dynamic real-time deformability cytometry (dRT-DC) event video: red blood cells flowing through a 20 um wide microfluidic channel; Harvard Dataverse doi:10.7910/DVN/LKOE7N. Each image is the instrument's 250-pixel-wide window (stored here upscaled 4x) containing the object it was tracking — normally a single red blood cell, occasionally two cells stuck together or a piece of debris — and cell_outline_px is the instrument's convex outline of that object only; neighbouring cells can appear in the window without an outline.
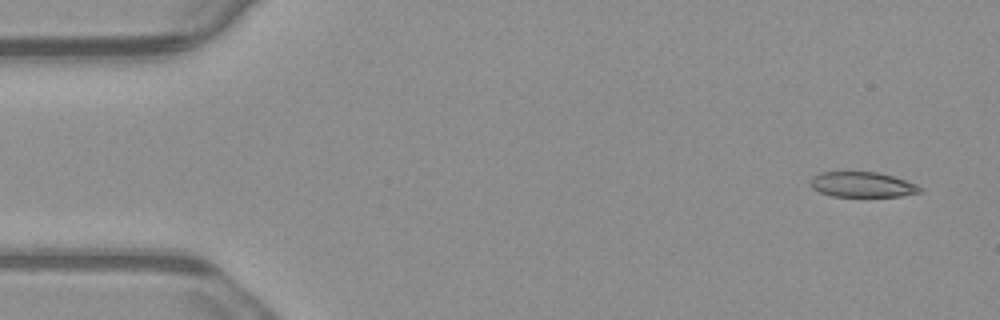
{"species": "common noctule bat (a hibernating species)", "species_latin": "Nyctalus noctula", "temperature_condition": "warm", "stored_images_in_passage": 6, "camera_frame_rate_fps": 3000, "um_per_image_px": 0.085, "animal": {"sex": "male", "body_mass_g": 23.1, "forearm_length_mm": 52.7}, "frame": {"image": 1, "passage_image": 1, "time_ms": 0.0, "image_size_px": [1000, 320], "cell_outline_px": [[924, 188], [920, 192], [900, 196], [832, 196], [820, 192], [812, 188], [812, 176], [820, 172], [876, 172], [892, 176], [916, 184]], "centroid_in_image_um": [73.3, 15.69], "position_along_channel_um": 11.7, "area_um2": 15.9}}
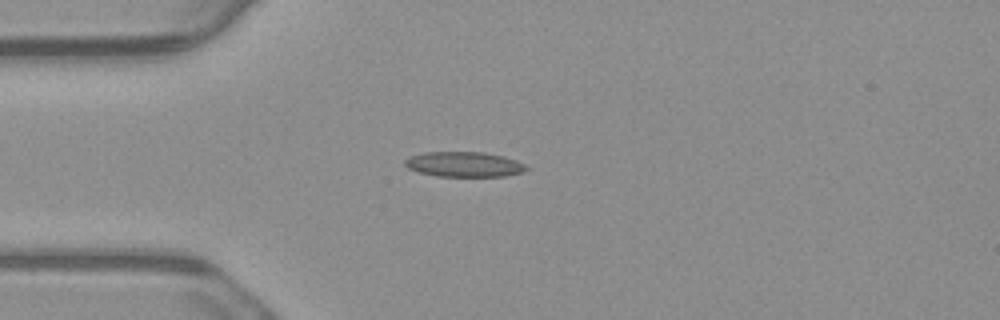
{"frame": {"image": 2, "passage_image": 4, "time_ms": 1.0, "image_size_px": [1000, 320], "cell_outline_px": [[528, 168], [524, 172], [504, 176], [436, 176], [420, 172], [408, 168], [404, 164], [404, 160], [408, 156], [424, 152], [484, 152], [504, 156], [516, 160], [524, 164]], "centroid_in_image_um": [39.44, 13.96], "position_along_channel_um": 45.6, "area_um2": 17.8}}
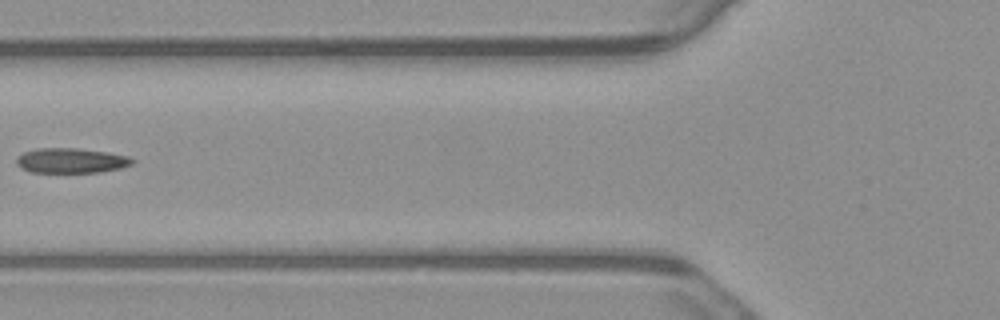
{"frame": {"image": 3, "passage_image": 6, "time_ms": 1.667, "image_size_px": [1000, 320], "cell_outline_px": [[136, 160], [132, 164], [120, 168], [100, 172], [32, 172], [20, 168], [16, 164], [16, 156], [24, 152], [36, 148], [76, 148], [104, 152], [128, 156]], "centroid_in_image_um": [6.01, 13.65], "position_along_channel_um": 119.8, "area_um2": 16.82}}